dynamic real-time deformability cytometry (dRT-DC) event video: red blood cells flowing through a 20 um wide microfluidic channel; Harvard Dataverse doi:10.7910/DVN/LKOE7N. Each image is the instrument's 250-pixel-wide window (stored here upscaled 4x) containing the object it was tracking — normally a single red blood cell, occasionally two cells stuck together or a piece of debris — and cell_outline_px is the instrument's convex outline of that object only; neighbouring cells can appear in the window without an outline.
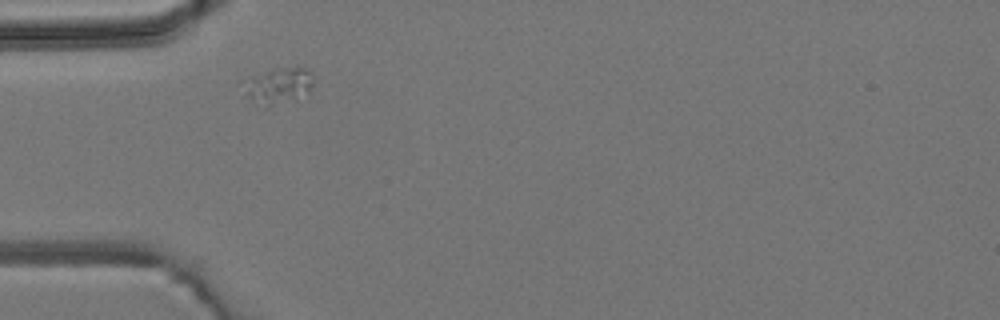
{"species": "common noctule bat (a hibernating species)", "species_latin": "Nyctalus noctula", "temperature_condition": "room temperature", "stored_images_in_passage": 6, "camera_frame_rate_fps": 3000, "um_per_image_px": 0.085, "animal": {"sex": "male", "body_mass_g": 19.2, "forearm_length_mm": 51.8}, "frame": {"image": 1, "passage_image": 1, "time_ms": 0.0, "image_size_px": [1000, 320], "cell_outline_px": [[312, 88], [308, 92], [296, 100], [264, 108], [248, 96], [240, 80], [248, 76], [272, 68], [296, 64], [308, 68], [312, 72]], "centroid_in_image_um": [23.67, 7.22], "position_along_channel_um": 61.3, "area_um2": 15.66}}